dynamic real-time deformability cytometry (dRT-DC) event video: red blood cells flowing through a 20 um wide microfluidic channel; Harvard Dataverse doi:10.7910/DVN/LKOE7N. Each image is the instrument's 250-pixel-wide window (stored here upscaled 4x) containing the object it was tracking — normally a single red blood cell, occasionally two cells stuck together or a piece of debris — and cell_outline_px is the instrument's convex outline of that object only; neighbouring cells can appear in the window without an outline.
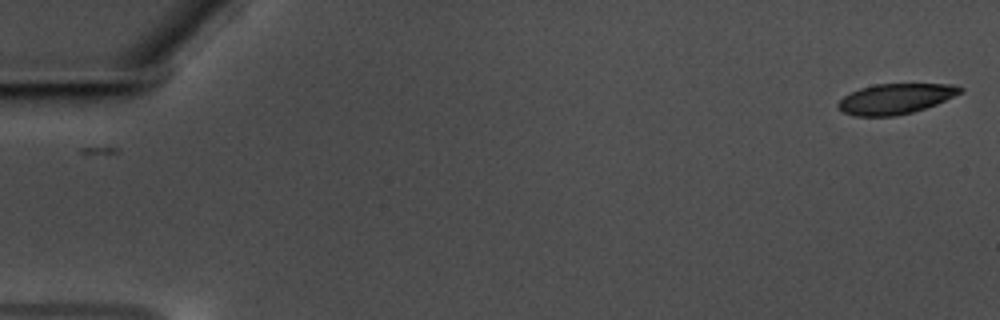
{"species": "common noctule bat (a hibernating species)", "species_latin": "Nyctalus noctula", "temperature_condition": "warm", "stored_images_in_passage": 58, "camera_frame_rate_fps": 3000, "um_per_image_px": 0.085, "animal": {"sex": "male", "body_mass_g": 17.5, "forearm_length_mm": 52.3}, "frame": {"image": 1, "passage_image": 1, "time_ms": 0.0, "image_size_px": [1000, 320], "cell_outline_px": [[964, 92], [936, 104], [912, 112], [892, 116], [852, 116], [844, 112], [836, 104], [844, 96], [860, 88], [876, 84], [956, 84], [964, 88]], "centroid_in_image_um": [76.15, 8.39], "position_along_channel_um": 8.9, "area_um2": 21.5}}
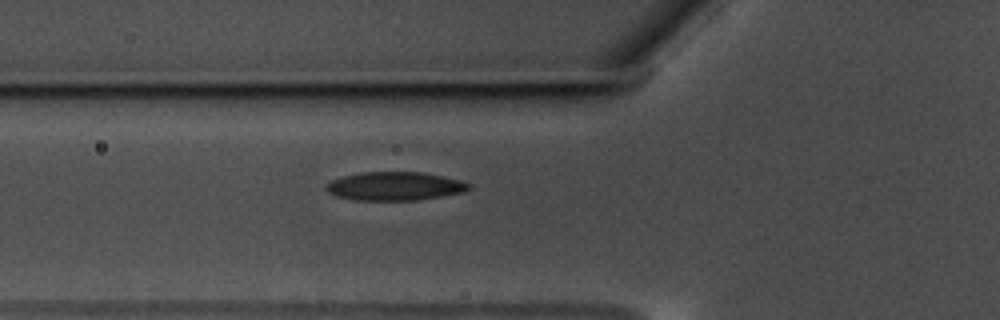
{"frame": {"image": 2, "passage_image": 21, "time_ms": 6.667, "image_size_px": [1000, 320], "cell_outline_px": [[472, 188], [464, 192], [416, 200], [356, 200], [336, 196], [328, 192], [324, 188], [324, 184], [332, 180], [344, 176], [364, 172], [424, 172], [460, 180], [472, 184]], "centroid_in_image_um": [33.56, 15.82], "position_along_channel_um": 92.2, "area_um2": 23.76}}
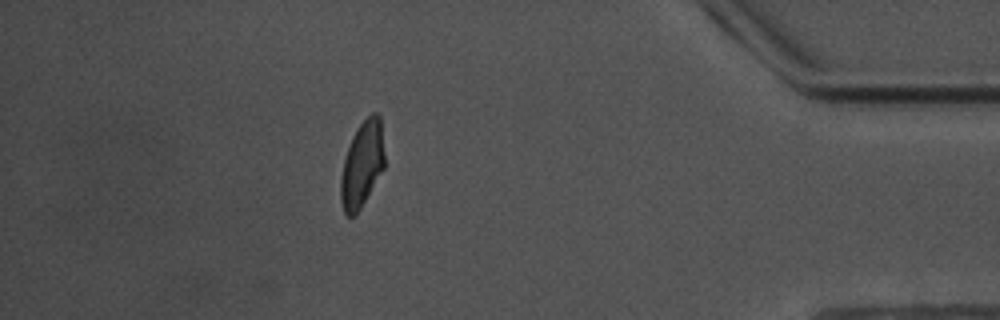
{"frame": {"image": 3, "passage_image": 51, "time_ms": 16.667, "image_size_px": [1000, 320], "cell_outline_px": [[384, 168], [360, 208], [352, 216], [348, 216], [344, 212], [340, 200], [340, 180], [344, 160], [352, 136], [360, 124], [372, 112], [376, 112], [380, 116], [384, 152]], "centroid_in_image_um": [30.77, 13.95], "position_along_channel_um": 404.4, "area_um2": 21.62}, "authors_computed_cell_mechanics": {"area_um2": 22.9466, "velocity_mm_per_s": 3.546, "shape_relaxation_time_tau1_ms": 3.3641, "shape_relaxation_time_tau2_ms": 1.7491, "deformation_change_tau1": 0.136, "deformation_change_tau2": 0.0724}}